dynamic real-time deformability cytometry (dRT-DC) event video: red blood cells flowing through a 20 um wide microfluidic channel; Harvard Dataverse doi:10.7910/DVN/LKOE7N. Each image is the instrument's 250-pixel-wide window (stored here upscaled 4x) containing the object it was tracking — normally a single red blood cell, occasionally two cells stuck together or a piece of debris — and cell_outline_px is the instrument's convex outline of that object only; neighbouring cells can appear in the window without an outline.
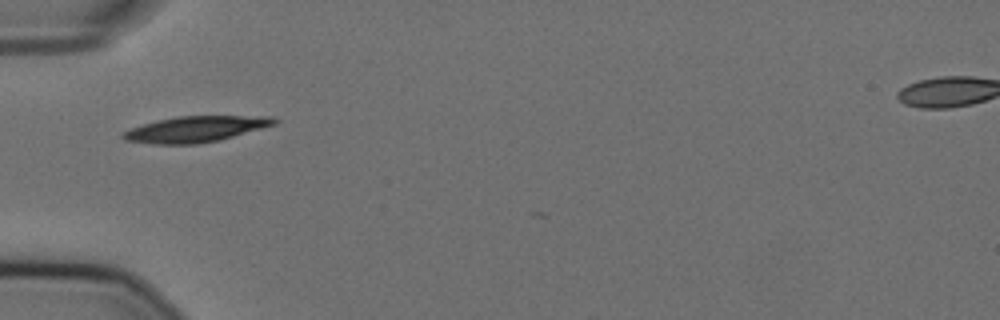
{"species": "Egyptian fruit bat (a non-hibernating species)", "species_latin": "Rousettus aegyptiacus", "temperature_condition": "cold", "stored_images_in_passage": 2, "camera_frame_rate_fps": 3000, "um_per_image_px": 0.085, "animal": {"sex": "female"}, "frame": {"image": 1, "passage_image": 1, "time_ms": 0.0, "image_size_px": [1000, 320], "cell_outline_px": [[280, 120], [276, 124], [220, 140], [196, 144], [152, 144], [124, 140], [120, 136], [120, 132], [156, 120], [176, 116], [276, 116]], "centroid_in_image_um": [16.63, 10.97], "position_along_channel_um": 68.4, "area_um2": 23.0}}